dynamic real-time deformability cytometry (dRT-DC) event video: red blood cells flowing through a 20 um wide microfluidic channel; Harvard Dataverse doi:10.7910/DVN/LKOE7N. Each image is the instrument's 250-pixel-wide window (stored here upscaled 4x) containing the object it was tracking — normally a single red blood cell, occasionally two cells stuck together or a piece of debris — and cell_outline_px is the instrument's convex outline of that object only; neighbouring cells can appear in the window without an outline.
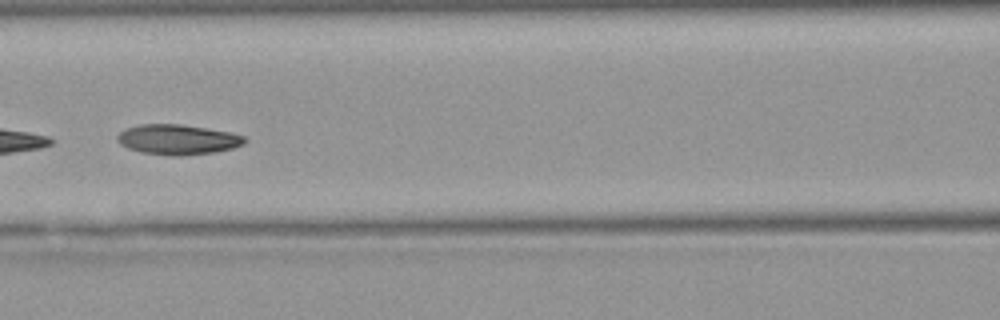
{"species": "Egyptian fruit bat (a non-hibernating species)", "species_latin": "Rousettus aegyptiacus", "temperature_condition": "warm", "stored_images_in_passage": 37, "camera_frame_rate_fps": 3000, "um_per_image_px": 0.085, "animal": {"sex": "female"}, "frame": {"image": 1, "passage_image": 22, "time_ms": 7.0, "image_size_px": [1000, 320], "cell_outline_px": [[248, 140], [244, 144], [232, 148], [216, 152], [180, 156], [172, 156], [140, 152], [128, 148], [120, 144], [116, 140], [116, 136], [124, 128], [140, 124], [180, 124], [232, 132], [244, 136]], "centroid_in_image_um": [15.1, 11.86], "position_along_channel_um": 151.5, "area_um2": 22.6}}
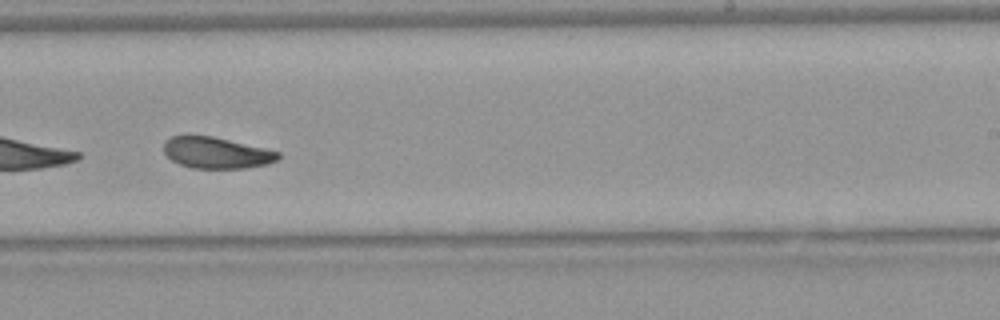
{"frame": {"image": 2, "passage_image": 31, "time_ms": 10.0, "image_size_px": [1000, 320], "cell_outline_px": [[280, 156], [276, 160], [268, 164], [244, 168], [192, 168], [180, 164], [172, 160], [164, 152], [164, 140], [172, 136], [212, 136], [264, 148], [280, 152]], "centroid_in_image_um": [18.39, 12.99], "position_along_channel_um": 270.6, "area_um2": 20.63}}
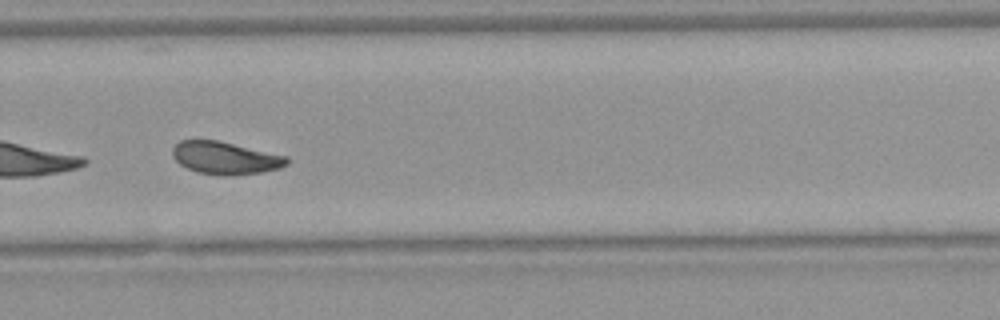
{"frame": {"image": 3, "passage_image": 34, "time_ms": 11.0, "image_size_px": [1000, 320], "cell_outline_px": [[288, 164], [280, 168], [260, 172], [228, 176], [224, 176], [196, 172], [180, 164], [172, 156], [172, 148], [180, 140], [216, 140], [288, 156]], "centroid_in_image_um": [19.14, 13.43], "position_along_channel_um": 310.7, "area_um2": 21.62}}